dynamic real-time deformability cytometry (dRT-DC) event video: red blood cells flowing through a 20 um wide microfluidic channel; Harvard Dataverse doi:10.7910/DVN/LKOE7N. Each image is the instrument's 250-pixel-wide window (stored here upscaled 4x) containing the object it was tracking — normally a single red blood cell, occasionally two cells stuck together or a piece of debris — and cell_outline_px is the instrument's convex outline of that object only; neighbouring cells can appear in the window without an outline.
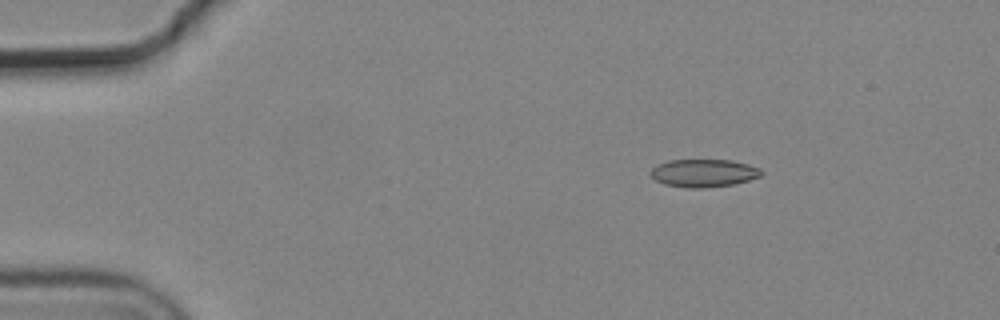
{"species": "common noctule bat (a hibernating species)", "species_latin": "Nyctalus noctula", "temperature_condition": "cold", "stored_images_in_passage": 6, "camera_frame_rate_fps": 3000, "um_per_image_px": 0.085, "animal": {"sex": "male", "body_mass_g": 19.2, "forearm_length_mm": 51.8}, "frame": {"image": 1, "passage_image": 3, "time_ms": 0.667, "image_size_px": [1000, 320], "cell_outline_px": [[764, 172], [760, 176], [748, 180], [732, 184], [704, 188], [688, 188], [664, 184], [656, 180], [648, 172], [656, 164], [668, 160], [732, 160], [748, 164], [760, 168]], "centroid_in_image_um": [59.79, 14.7], "position_along_channel_um": 25.2, "area_um2": 18.03}}
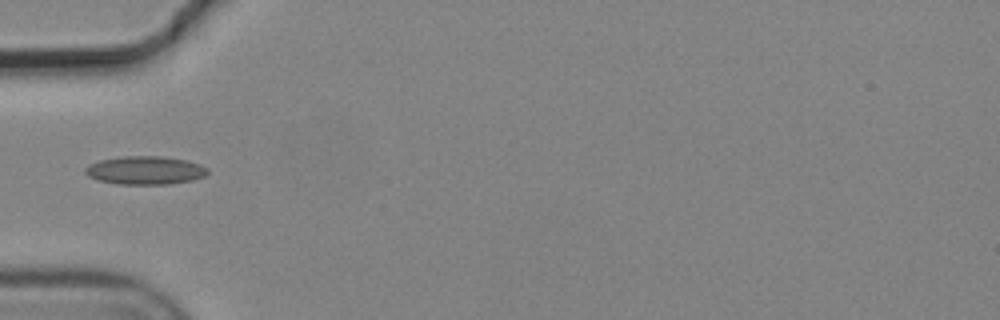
{"frame": {"image": 2, "passage_image": 6, "time_ms": 1.667, "image_size_px": [1000, 320], "cell_outline_px": [[208, 172], [204, 176], [192, 180], [168, 184], [120, 184], [100, 180], [88, 176], [84, 172], [84, 168], [88, 164], [100, 160], [124, 156], [164, 156], [188, 160], [200, 164], [208, 168]], "centroid_in_image_um": [12.35, 14.46], "position_along_channel_um": 72.7, "area_um2": 20.23}}